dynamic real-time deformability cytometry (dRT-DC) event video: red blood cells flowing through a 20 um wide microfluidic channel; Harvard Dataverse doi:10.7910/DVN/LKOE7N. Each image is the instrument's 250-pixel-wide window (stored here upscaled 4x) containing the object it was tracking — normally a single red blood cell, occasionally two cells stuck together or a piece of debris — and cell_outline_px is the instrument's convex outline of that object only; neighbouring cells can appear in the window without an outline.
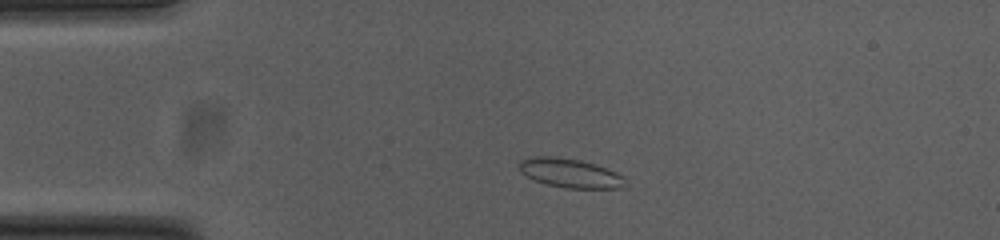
{"species": "common noctule bat (a hibernating species)", "species_latin": "Nyctalus noctula", "temperature_condition": "cold", "stored_images_in_passage": 49, "camera_frame_rate_fps": 3000, "um_per_image_px": 0.085, "animal": {"sex": "female", "body_mass_g": 23.0, "forearm_length_mm": 53.4}, "frame": {"image": 1, "passage_image": 7, "time_ms": 2.0, "image_size_px": [1000, 240], "cell_outline_px": [[624, 188], [564, 188], [548, 184], [536, 180], [520, 172], [520, 160], [536, 156], [552, 156], [580, 160], [596, 164], [616, 172], [624, 176]], "centroid_in_image_um": [48.48, 14.71], "position_along_channel_um": 36.5, "area_um2": 17.8}}
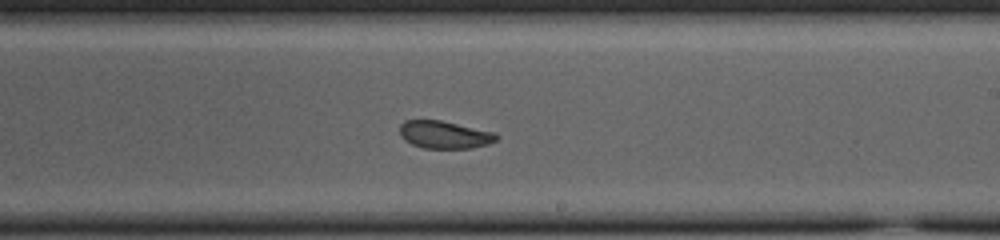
{"frame": {"image": 2, "passage_image": 27, "time_ms": 8.667, "image_size_px": [1000, 240], "cell_outline_px": [[500, 136], [496, 140], [488, 144], [472, 148], [424, 148], [412, 144], [404, 140], [400, 136], [400, 124], [404, 120], [440, 120], [496, 132]], "centroid_in_image_um": [37.79, 11.44], "position_along_channel_um": 251.2, "area_um2": 15.66}}
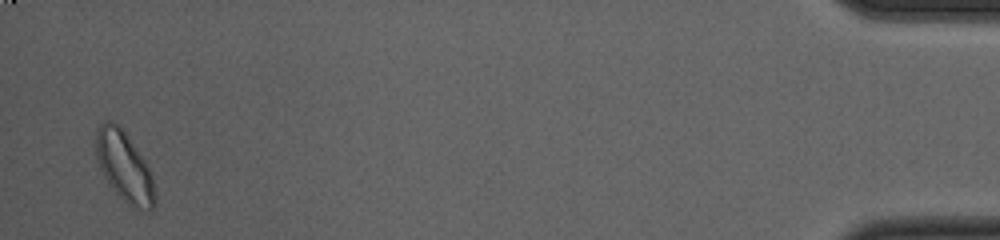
{"frame": {"image": 3, "passage_image": 48, "time_ms": 15.667, "image_size_px": [1000, 240], "cell_outline_px": [[156, 204], [148, 212], [144, 212], [128, 204], [108, 184], [100, 168], [96, 156], [96, 132], [100, 124], [104, 120], [112, 120], [124, 132], [144, 160], [152, 176], [156, 196]], "centroid_in_image_um": [10.57, 14.2], "position_along_channel_um": 424.6, "area_um2": 23.81}, "authors_computed_cell_mechanics": {"area_um2": 17.5134, "velocity_mm_per_s": 3.7403, "shape_relaxation_time_tau1_ms": null, "shape_relaxation_time_tau2_ms": 2.849, "deformation_change_tau1": null, "deformation_change_tau2": 0.0646}}